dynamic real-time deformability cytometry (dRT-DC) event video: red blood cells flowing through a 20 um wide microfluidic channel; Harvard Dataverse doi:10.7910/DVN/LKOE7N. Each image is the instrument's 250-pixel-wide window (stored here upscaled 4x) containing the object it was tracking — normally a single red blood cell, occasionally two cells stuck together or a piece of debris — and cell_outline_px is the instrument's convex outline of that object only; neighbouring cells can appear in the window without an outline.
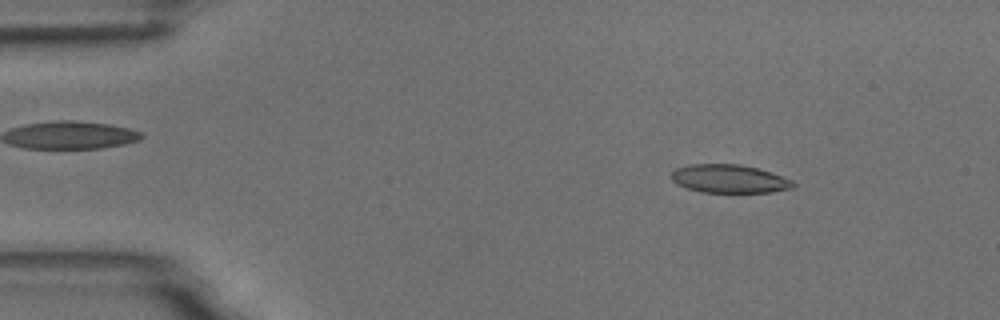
{"species": "common noctule bat (a hibernating species)", "species_latin": "Nyctalus noctula", "temperature_condition": "room temperature", "stored_images_in_passage": 4, "camera_frame_rate_fps": 3000, "um_per_image_px": 0.085, "animal": {"sex": "male", "body_mass_g": 18.8}, "frame": {"image": 1, "passage_image": 2, "time_ms": 1.0, "image_size_px": [1000, 320], "cell_outline_px": [[796, 184], [792, 188], [772, 192], [700, 192], [676, 184], [672, 180], [672, 172], [676, 168], [688, 164], [740, 164], [756, 168], [792, 180]], "centroid_in_image_um": [61.96, 15.2], "position_along_channel_um": 23.0, "area_um2": 19.94}}
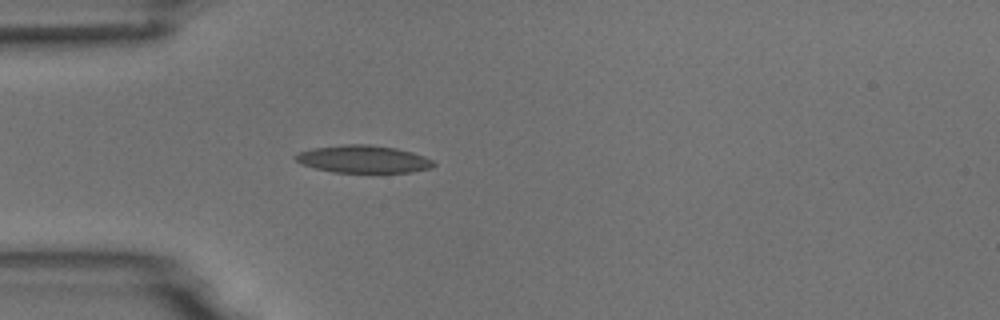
{"frame": {"image": 2, "passage_image": 4, "time_ms": 3.667, "image_size_px": [1000, 320], "cell_outline_px": [[436, 164], [432, 168], [412, 172], [332, 172], [300, 164], [292, 156], [296, 152], [312, 148], [344, 144], [368, 144], [396, 148], [412, 152], [424, 156], [432, 160]], "centroid_in_image_um": [30.85, 13.52], "position_along_channel_um": 54.2, "area_um2": 22.31}}